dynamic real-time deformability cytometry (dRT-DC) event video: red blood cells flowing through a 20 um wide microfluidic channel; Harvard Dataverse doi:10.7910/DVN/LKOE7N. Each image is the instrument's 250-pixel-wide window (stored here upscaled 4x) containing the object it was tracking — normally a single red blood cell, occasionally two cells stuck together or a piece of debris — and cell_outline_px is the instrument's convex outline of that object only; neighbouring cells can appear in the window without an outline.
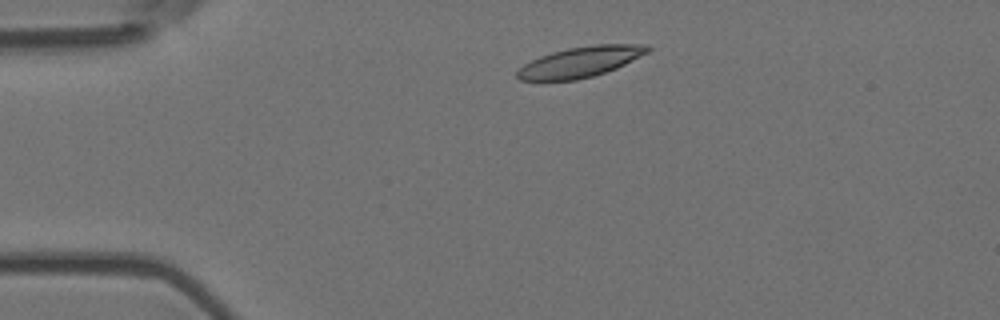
{"species": "Egyptian fruit bat (a non-hibernating species)", "species_latin": "Rousettus aegyptiacus", "temperature_condition": "room temperature", "stored_images_in_passage": 2, "camera_frame_rate_fps": 3000, "um_per_image_px": 0.085, "animal": {"sex": "female"}, "frame": {"image": 1, "passage_image": 1, "time_ms": 0.0, "image_size_px": [1000, 320], "cell_outline_px": [[652, 48], [648, 52], [616, 68], [592, 76], [576, 80], [520, 80], [516, 76], [516, 72], [524, 64], [540, 56], [552, 52], [568, 48], [596, 44], [648, 44]], "centroid_in_image_um": [49.34, 5.25], "position_along_channel_um": 35.7, "area_um2": 22.95}}